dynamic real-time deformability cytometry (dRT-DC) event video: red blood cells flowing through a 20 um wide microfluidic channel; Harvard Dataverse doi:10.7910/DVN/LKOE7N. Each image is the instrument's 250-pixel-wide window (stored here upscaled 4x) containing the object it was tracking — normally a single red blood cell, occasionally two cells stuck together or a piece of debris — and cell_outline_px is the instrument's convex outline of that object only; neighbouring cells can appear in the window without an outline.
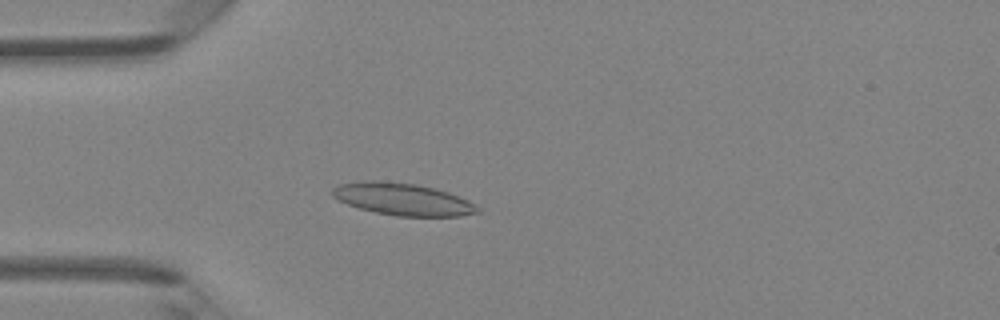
{"species": "Egyptian fruit bat (a non-hibernating species)", "species_latin": "Rousettus aegyptiacus", "temperature_condition": "room temperature", "stored_images_in_passage": 46, "camera_frame_rate_fps": 3000, "um_per_image_px": 0.085, "animal": {"sex": "female"}, "frame": {"image": 1, "passage_image": 12, "time_ms": 3.667, "image_size_px": [1000, 320], "cell_outline_px": [[480, 212], [460, 216], [396, 216], [376, 212], [360, 208], [348, 204], [332, 196], [332, 188], [340, 184], [360, 180], [372, 180], [416, 184], [448, 192], [468, 200], [480, 208]], "centroid_in_image_um": [34.23, 16.93], "position_along_channel_um": 50.8, "area_um2": 26.99}}
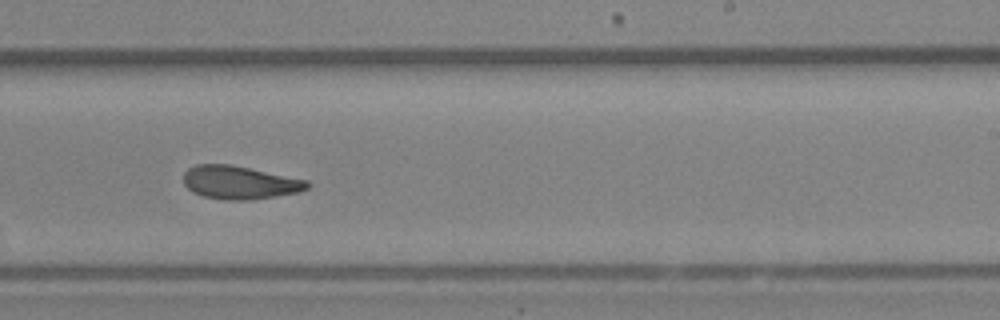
{"frame": {"image": 2, "passage_image": 28, "time_ms": 9.0, "image_size_px": [1000, 320], "cell_outline_px": [[312, 184], [308, 188], [300, 192], [252, 200], [224, 200], [204, 196], [192, 192], [184, 184], [184, 172], [188, 168], [196, 164], [228, 164], [308, 180]], "centroid_in_image_um": [20.38, 15.52], "position_along_channel_um": 268.6, "area_um2": 23.99}}
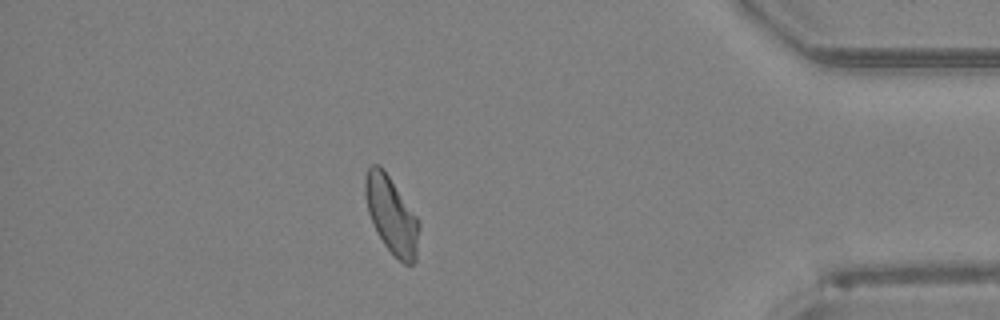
{"frame": {"image": 3, "passage_image": 40, "time_ms": 13.0, "image_size_px": [1000, 320], "cell_outline_px": [[420, 228], [416, 260], [412, 264], [404, 264], [384, 244], [368, 212], [364, 192], [364, 176], [368, 168], [372, 164], [380, 164], [384, 168], [416, 216], [420, 224]], "centroid_in_image_um": [33.28, 18.24], "position_along_channel_um": 401.9, "area_um2": 23.99}, "authors_computed_cell_mechanics": {"area_um2": 24.276, "velocity_mm_per_s": 4.2977, "shape_relaxation_time_tau1_ms": 4.7763, "shape_relaxation_time_tau2_ms": 3.2792, "deformation_change_tau1": 0.1426, "deformation_change_tau2": 0.1093}}